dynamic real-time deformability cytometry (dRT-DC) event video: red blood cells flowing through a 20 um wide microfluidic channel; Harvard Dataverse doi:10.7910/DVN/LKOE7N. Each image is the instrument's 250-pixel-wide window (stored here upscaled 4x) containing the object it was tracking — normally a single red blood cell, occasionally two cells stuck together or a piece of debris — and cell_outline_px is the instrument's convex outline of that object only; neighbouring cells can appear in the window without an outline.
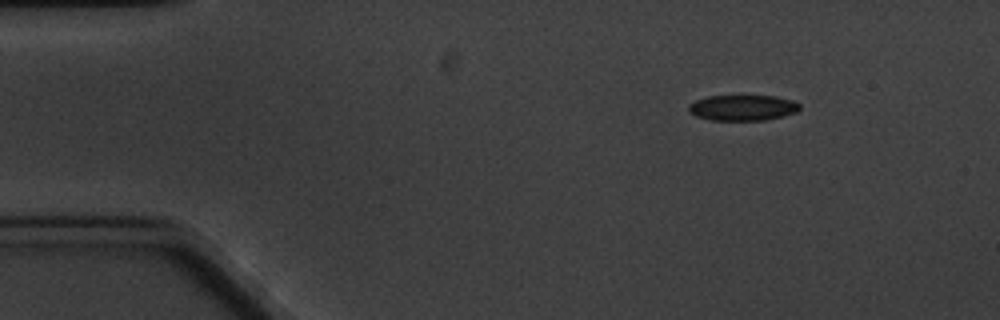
{"species": "common noctule bat (a hibernating species)", "species_latin": "Nyctalus noctula", "temperature_condition": "cold", "stored_images_in_passage": 6, "camera_frame_rate_fps": 3000, "um_per_image_px": 0.085, "animal": {"sex": "male", "body_mass_g": 20.1, "forearm_length_mm": 53.5}, "frame": {"image": 1, "passage_image": 2, "time_ms": 1.333, "image_size_px": [1000, 320], "cell_outline_px": [[800, 108], [796, 112], [784, 116], [764, 120], [712, 120], [696, 116], [688, 112], [688, 104], [696, 100], [708, 96], [772, 96], [792, 100], [800, 104]], "centroid_in_image_um": [63.11, 9.16], "position_along_channel_um": 21.9, "area_um2": 16.59}}
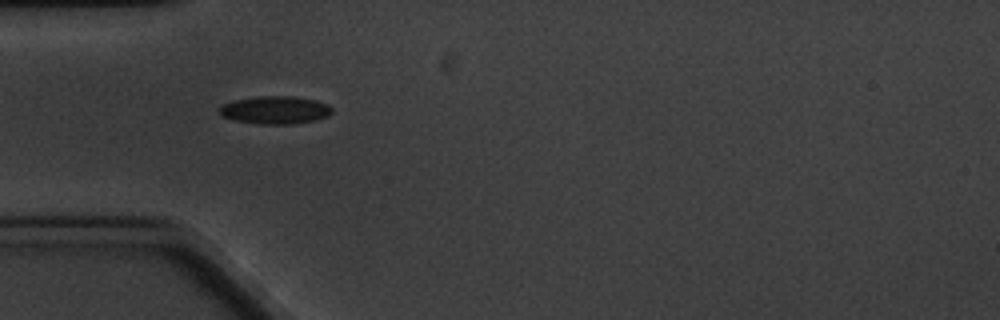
{"frame": {"image": 2, "passage_image": 5, "time_ms": 4.667, "image_size_px": [1000, 320], "cell_outline_px": [[332, 112], [328, 116], [316, 120], [292, 124], [260, 124], [236, 120], [220, 116], [220, 108], [224, 104], [232, 100], [260, 96], [292, 96], [316, 100], [328, 104], [332, 108]], "centroid_in_image_um": [23.41, 9.35], "position_along_channel_um": 61.6, "area_um2": 18.26}}